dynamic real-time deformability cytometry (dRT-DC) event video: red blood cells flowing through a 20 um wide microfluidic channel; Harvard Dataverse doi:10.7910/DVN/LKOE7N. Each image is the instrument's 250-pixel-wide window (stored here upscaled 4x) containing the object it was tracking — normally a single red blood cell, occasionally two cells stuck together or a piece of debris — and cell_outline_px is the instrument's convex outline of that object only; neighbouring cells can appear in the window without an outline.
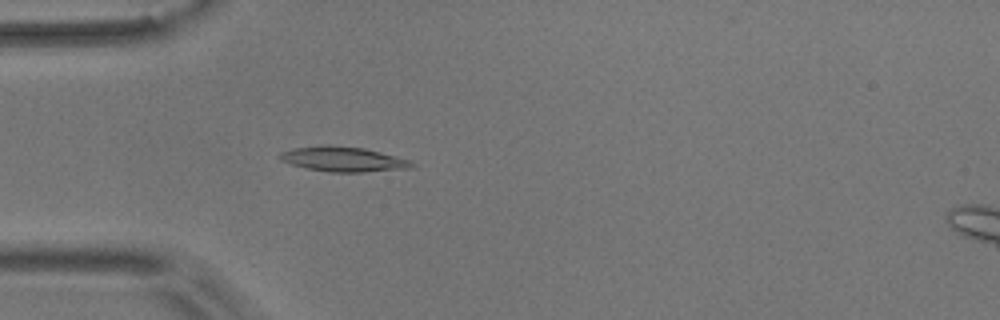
{"species": "common noctule bat (a hibernating species)", "species_latin": "Nyctalus noctula", "temperature_condition": "room temperature", "stored_images_in_passage": 48, "camera_frame_rate_fps": 3000, "um_per_image_px": 0.085, "animal": {"sex": "male", "body_mass_g": 17.9}, "frame": {"image": 1, "passage_image": 13, "time_ms": 4.0, "image_size_px": [1000, 320], "cell_outline_px": [[416, 164], [412, 168], [364, 172], [328, 172], [308, 168], [292, 164], [280, 160], [276, 156], [280, 152], [292, 148], [324, 144], [328, 144], [364, 148], [412, 160]], "centroid_in_image_um": [29.17, 13.52], "position_along_channel_um": 55.8, "area_um2": 19.42}}
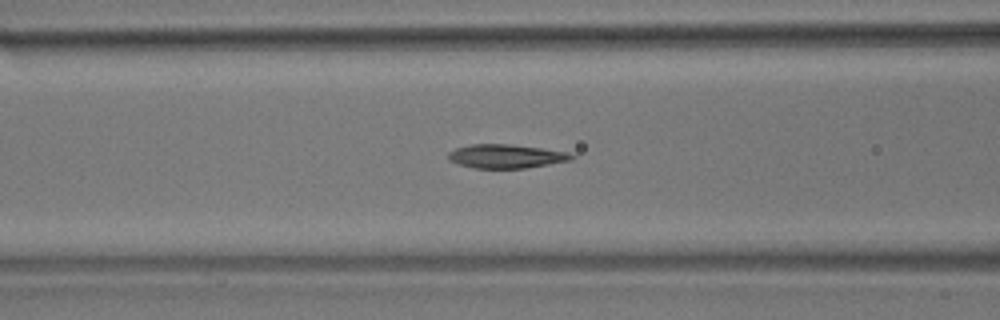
{"frame": {"image": 2, "passage_image": 19, "time_ms": 6.0, "image_size_px": [1000, 320], "cell_outline_px": [[576, 156], [572, 160], [524, 168], [472, 168], [456, 164], [448, 160], [448, 152], [456, 148], [472, 144], [508, 144], [540, 148], [568, 152]], "centroid_in_image_um": [42.98, 13.28], "position_along_channel_um": 123.6, "area_um2": 17.11}}
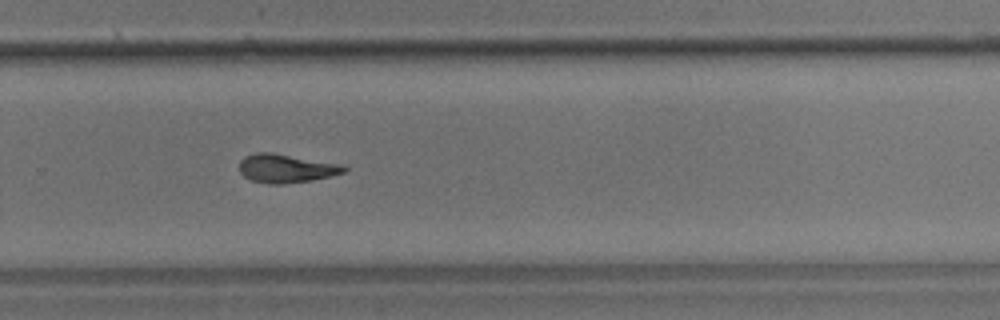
{"frame": {"image": 3, "passage_image": 34, "time_ms": 11.0, "image_size_px": [1000, 320], "cell_outline_px": [[348, 168], [344, 172], [332, 176], [284, 184], [268, 184], [252, 180], [244, 176], [240, 172], [240, 160], [244, 156], [256, 152], [272, 152], [340, 164]], "centroid_in_image_um": [24.29, 14.3], "position_along_channel_um": 305.5, "area_um2": 17.34}, "authors_computed_cell_mechanics": {"area_um2": 17.2822, "velocity_mm_per_s": 3.6458, "shape_relaxation_time_tau1_ms": 3.1573, "shape_relaxation_time_tau2_ms": 3.0759, "deformation_change_tau1": 0.1567, "deformation_change_tau2": 0.1194}}